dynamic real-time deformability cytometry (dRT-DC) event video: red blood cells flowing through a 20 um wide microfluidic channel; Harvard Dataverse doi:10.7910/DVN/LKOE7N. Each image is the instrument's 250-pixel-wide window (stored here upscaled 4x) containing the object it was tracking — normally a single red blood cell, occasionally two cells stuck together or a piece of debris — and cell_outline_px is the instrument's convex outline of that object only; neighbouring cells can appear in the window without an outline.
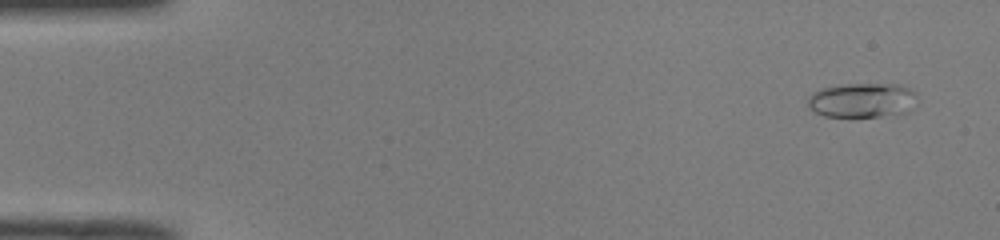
{"species": "common noctule bat (a hibernating species)", "species_latin": "Nyctalus noctula", "temperature_condition": "room temperature", "stored_images_in_passage": 52, "camera_frame_rate_fps": 3000, "um_per_image_px": 0.085, "animal": {"sex": "male", "body_mass_g": 19.0, "forearm_length_mm": 50.8}, "frame": {"image": 1, "passage_image": 4, "time_ms": 1.0, "image_size_px": [1000, 240], "cell_outline_px": [[916, 96], [888, 112], [880, 116], [824, 116], [816, 112], [808, 104], [808, 96], [812, 92], [820, 88], [844, 84], [900, 84], [912, 88], [916, 92]], "centroid_in_image_um": [73.05, 8.44], "position_along_channel_um": 11.9, "area_um2": 20.52}}
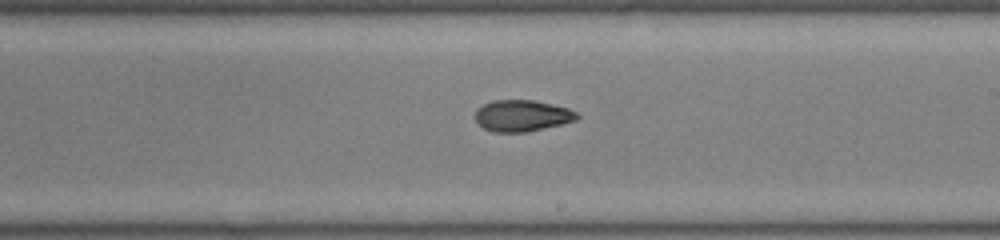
{"frame": {"image": 2, "passage_image": 31, "time_ms": 10.0, "image_size_px": [1000, 240], "cell_outline_px": [[580, 116], [576, 120], [560, 124], [524, 132], [492, 132], [484, 128], [476, 120], [476, 112], [484, 104], [492, 100], [532, 100], [552, 104], [568, 108], [576, 112]], "centroid_in_image_um": [44.38, 9.83], "position_along_channel_um": 244.6, "area_um2": 18.32}}
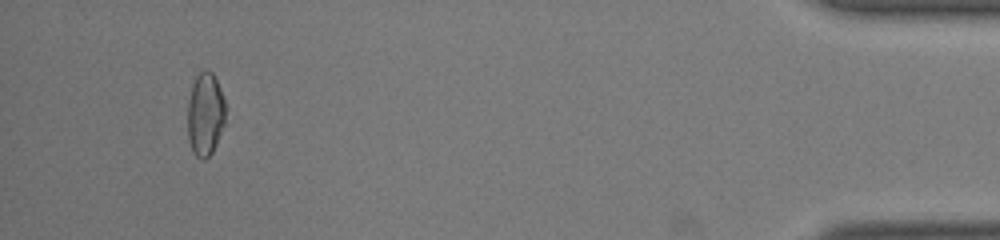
{"frame": {"image": 3, "passage_image": 49, "time_ms": 16.0, "image_size_px": [1000, 240], "cell_outline_px": [[224, 124], [216, 144], [212, 152], [204, 160], [200, 160], [192, 152], [188, 140], [188, 104], [192, 84], [196, 76], [200, 72], [212, 72], [216, 80], [224, 100]], "centroid_in_image_um": [17.42, 9.76], "position_along_channel_um": 417.8, "area_um2": 18.09}, "authors_computed_cell_mechanics": {"area_um2": 18.8428, "velocity_mm_per_s": 4.0237, "shape_relaxation_time_tau1_ms": null, "shape_relaxation_time_tau2_ms": 3.3809, "deformation_change_tau1": null, "deformation_change_tau2": 0.0906}}